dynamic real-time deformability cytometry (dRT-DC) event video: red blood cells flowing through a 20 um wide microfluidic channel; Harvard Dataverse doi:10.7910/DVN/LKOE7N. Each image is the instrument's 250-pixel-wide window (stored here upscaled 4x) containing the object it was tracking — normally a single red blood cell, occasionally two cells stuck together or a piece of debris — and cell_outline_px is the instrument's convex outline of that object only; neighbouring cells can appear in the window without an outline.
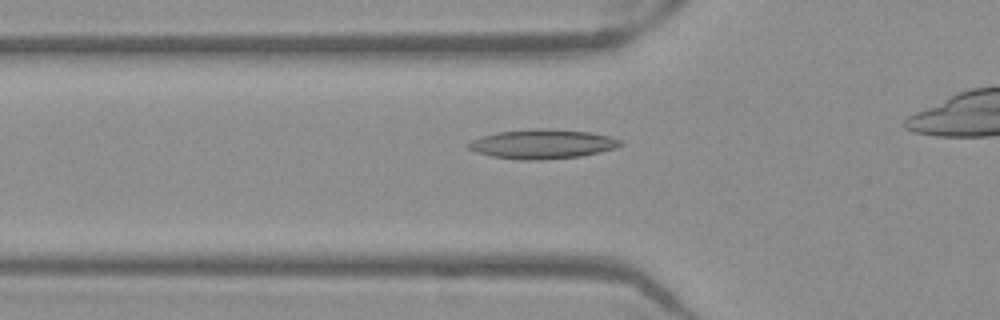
{"species": "Egyptian fruit bat (a non-hibernating species)", "species_latin": "Rousettus aegyptiacus", "temperature_condition": "warm", "stored_images_in_passage": 36, "camera_frame_rate_fps": 3000, "um_per_image_px": 0.085, "frame": {"image": 1, "passage_image": 11, "time_ms": 3.333, "image_size_px": [1000, 320], "cell_outline_px": [[624, 144], [616, 148], [600, 152], [580, 156], [540, 160], [520, 160], [492, 156], [476, 152], [468, 148], [464, 144], [480, 136], [500, 132], [528, 128], [540, 128], [592, 132], [608, 136], [620, 140]], "centroid_in_image_um": [46.08, 12.24], "position_along_channel_um": 79.7, "area_um2": 26.13}}
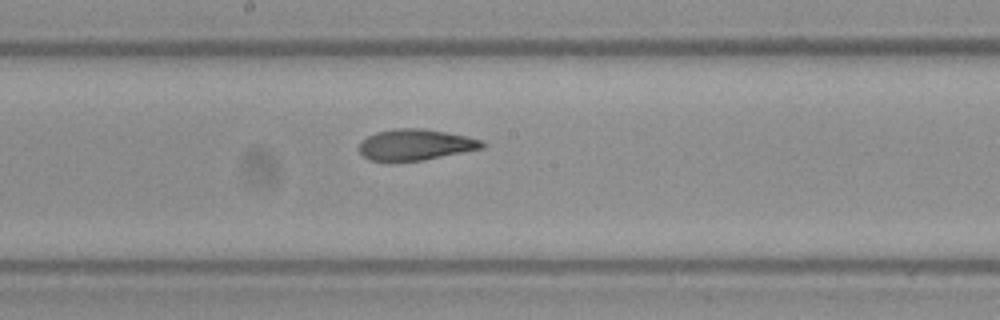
{"frame": {"image": 2, "passage_image": 21, "time_ms": 6.667, "image_size_px": [1000, 320], "cell_outline_px": [[484, 148], [424, 160], [368, 160], [356, 148], [360, 140], [376, 132], [396, 128], [420, 128], [444, 132], [484, 140]], "centroid_in_image_um": [35.28, 12.29], "position_along_channel_um": 212.9, "area_um2": 22.14}}
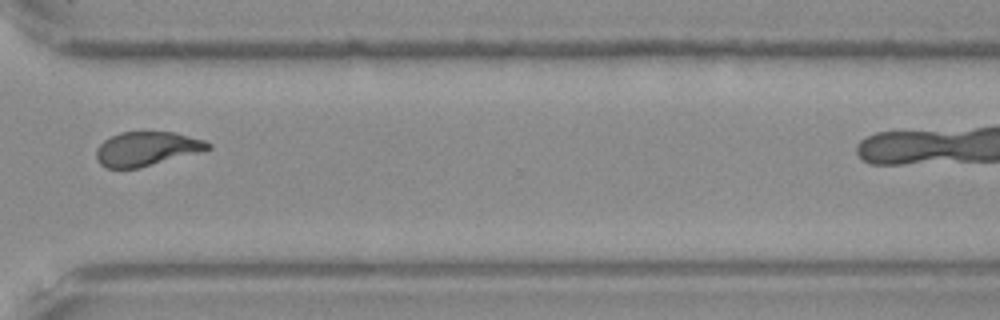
{"frame": {"image": 3, "passage_image": 32, "time_ms": 10.333, "image_size_px": [1000, 320], "cell_outline_px": [[212, 148], [200, 152], [140, 168], [104, 168], [96, 160], [96, 148], [104, 140], [120, 132], [176, 132], [204, 140], [212, 144]], "centroid_in_image_um": [12.46, 12.65], "position_along_channel_um": 358.1, "area_um2": 22.37}}